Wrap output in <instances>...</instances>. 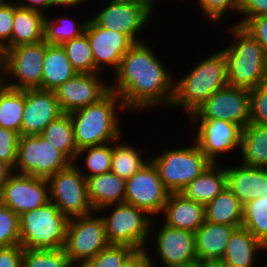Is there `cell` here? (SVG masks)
Instances as JSON below:
<instances>
[{
  "label": "cell",
  "mask_w": 267,
  "mask_h": 267,
  "mask_svg": "<svg viewBox=\"0 0 267 267\" xmlns=\"http://www.w3.org/2000/svg\"><path fill=\"white\" fill-rule=\"evenodd\" d=\"M156 54L147 43L140 42L122 57L110 91L120 96L126 110L171 106L174 79Z\"/></svg>",
  "instance_id": "obj_1"
},
{
  "label": "cell",
  "mask_w": 267,
  "mask_h": 267,
  "mask_svg": "<svg viewBox=\"0 0 267 267\" xmlns=\"http://www.w3.org/2000/svg\"><path fill=\"white\" fill-rule=\"evenodd\" d=\"M118 109L126 110L120 96L109 91L97 103L70 113L77 149L120 141Z\"/></svg>",
  "instance_id": "obj_2"
},
{
  "label": "cell",
  "mask_w": 267,
  "mask_h": 267,
  "mask_svg": "<svg viewBox=\"0 0 267 267\" xmlns=\"http://www.w3.org/2000/svg\"><path fill=\"white\" fill-rule=\"evenodd\" d=\"M228 85L227 61L222 50L196 62L182 79L174 82L171 107H183L190 116L216 91Z\"/></svg>",
  "instance_id": "obj_3"
},
{
  "label": "cell",
  "mask_w": 267,
  "mask_h": 267,
  "mask_svg": "<svg viewBox=\"0 0 267 267\" xmlns=\"http://www.w3.org/2000/svg\"><path fill=\"white\" fill-rule=\"evenodd\" d=\"M234 41L222 49L227 61L228 85L252 89L260 85L267 72V55L258 40L242 26L233 25Z\"/></svg>",
  "instance_id": "obj_4"
},
{
  "label": "cell",
  "mask_w": 267,
  "mask_h": 267,
  "mask_svg": "<svg viewBox=\"0 0 267 267\" xmlns=\"http://www.w3.org/2000/svg\"><path fill=\"white\" fill-rule=\"evenodd\" d=\"M69 219L53 202L20 215V245L24 249L64 248Z\"/></svg>",
  "instance_id": "obj_5"
},
{
  "label": "cell",
  "mask_w": 267,
  "mask_h": 267,
  "mask_svg": "<svg viewBox=\"0 0 267 267\" xmlns=\"http://www.w3.org/2000/svg\"><path fill=\"white\" fill-rule=\"evenodd\" d=\"M102 215L105 224V235L109 245H126L134 250H146L149 234L152 233L153 218L149 214L127 203H118L104 207L98 211H110Z\"/></svg>",
  "instance_id": "obj_6"
},
{
  "label": "cell",
  "mask_w": 267,
  "mask_h": 267,
  "mask_svg": "<svg viewBox=\"0 0 267 267\" xmlns=\"http://www.w3.org/2000/svg\"><path fill=\"white\" fill-rule=\"evenodd\" d=\"M150 160L170 193H180L212 163L196 142L191 147L164 150Z\"/></svg>",
  "instance_id": "obj_7"
},
{
  "label": "cell",
  "mask_w": 267,
  "mask_h": 267,
  "mask_svg": "<svg viewBox=\"0 0 267 267\" xmlns=\"http://www.w3.org/2000/svg\"><path fill=\"white\" fill-rule=\"evenodd\" d=\"M46 42L21 44L6 50L1 57L0 81L17 90L42 89L43 63ZM6 76L17 78L11 83ZM6 78V79H5Z\"/></svg>",
  "instance_id": "obj_8"
},
{
  "label": "cell",
  "mask_w": 267,
  "mask_h": 267,
  "mask_svg": "<svg viewBox=\"0 0 267 267\" xmlns=\"http://www.w3.org/2000/svg\"><path fill=\"white\" fill-rule=\"evenodd\" d=\"M72 162L41 135L20 136L13 172L48 179Z\"/></svg>",
  "instance_id": "obj_9"
},
{
  "label": "cell",
  "mask_w": 267,
  "mask_h": 267,
  "mask_svg": "<svg viewBox=\"0 0 267 267\" xmlns=\"http://www.w3.org/2000/svg\"><path fill=\"white\" fill-rule=\"evenodd\" d=\"M76 162L47 179L50 202L68 219L94 212L89 201L87 181Z\"/></svg>",
  "instance_id": "obj_10"
},
{
  "label": "cell",
  "mask_w": 267,
  "mask_h": 267,
  "mask_svg": "<svg viewBox=\"0 0 267 267\" xmlns=\"http://www.w3.org/2000/svg\"><path fill=\"white\" fill-rule=\"evenodd\" d=\"M108 245L101 215L94 211L69 219L64 250L74 266L82 267Z\"/></svg>",
  "instance_id": "obj_11"
},
{
  "label": "cell",
  "mask_w": 267,
  "mask_h": 267,
  "mask_svg": "<svg viewBox=\"0 0 267 267\" xmlns=\"http://www.w3.org/2000/svg\"><path fill=\"white\" fill-rule=\"evenodd\" d=\"M188 118L221 119L243 129L250 123L249 89L227 85L216 91Z\"/></svg>",
  "instance_id": "obj_12"
},
{
  "label": "cell",
  "mask_w": 267,
  "mask_h": 267,
  "mask_svg": "<svg viewBox=\"0 0 267 267\" xmlns=\"http://www.w3.org/2000/svg\"><path fill=\"white\" fill-rule=\"evenodd\" d=\"M169 194L159 177L157 168L150 160L126 180L124 202L153 216L162 213Z\"/></svg>",
  "instance_id": "obj_13"
},
{
  "label": "cell",
  "mask_w": 267,
  "mask_h": 267,
  "mask_svg": "<svg viewBox=\"0 0 267 267\" xmlns=\"http://www.w3.org/2000/svg\"><path fill=\"white\" fill-rule=\"evenodd\" d=\"M50 201L47 179L13 172L2 191L0 203L9 207L18 216L44 206Z\"/></svg>",
  "instance_id": "obj_14"
},
{
  "label": "cell",
  "mask_w": 267,
  "mask_h": 267,
  "mask_svg": "<svg viewBox=\"0 0 267 267\" xmlns=\"http://www.w3.org/2000/svg\"><path fill=\"white\" fill-rule=\"evenodd\" d=\"M190 120V124H198L197 135L193 141L212 163H217V156L221 153L232 152L233 149L240 147L242 128L239 125L221 119L190 118Z\"/></svg>",
  "instance_id": "obj_15"
},
{
  "label": "cell",
  "mask_w": 267,
  "mask_h": 267,
  "mask_svg": "<svg viewBox=\"0 0 267 267\" xmlns=\"http://www.w3.org/2000/svg\"><path fill=\"white\" fill-rule=\"evenodd\" d=\"M85 33L94 57L95 73L111 67L115 73L122 57L135 44L127 35L100 27L91 17L88 19Z\"/></svg>",
  "instance_id": "obj_16"
},
{
  "label": "cell",
  "mask_w": 267,
  "mask_h": 267,
  "mask_svg": "<svg viewBox=\"0 0 267 267\" xmlns=\"http://www.w3.org/2000/svg\"><path fill=\"white\" fill-rule=\"evenodd\" d=\"M99 74L77 73L54 91L63 113L70 114L97 103L110 91V85Z\"/></svg>",
  "instance_id": "obj_17"
},
{
  "label": "cell",
  "mask_w": 267,
  "mask_h": 267,
  "mask_svg": "<svg viewBox=\"0 0 267 267\" xmlns=\"http://www.w3.org/2000/svg\"><path fill=\"white\" fill-rule=\"evenodd\" d=\"M150 16L152 15L139 5L108 0V5L91 18L100 27L123 33L134 43H140L143 40L138 39L137 34L146 25Z\"/></svg>",
  "instance_id": "obj_18"
},
{
  "label": "cell",
  "mask_w": 267,
  "mask_h": 267,
  "mask_svg": "<svg viewBox=\"0 0 267 267\" xmlns=\"http://www.w3.org/2000/svg\"><path fill=\"white\" fill-rule=\"evenodd\" d=\"M61 114L63 112L54 91L25 89L21 136L41 135L44 128Z\"/></svg>",
  "instance_id": "obj_19"
},
{
  "label": "cell",
  "mask_w": 267,
  "mask_h": 267,
  "mask_svg": "<svg viewBox=\"0 0 267 267\" xmlns=\"http://www.w3.org/2000/svg\"><path fill=\"white\" fill-rule=\"evenodd\" d=\"M162 225L155 237V251L163 265L180 267L197 262L194 232Z\"/></svg>",
  "instance_id": "obj_20"
},
{
  "label": "cell",
  "mask_w": 267,
  "mask_h": 267,
  "mask_svg": "<svg viewBox=\"0 0 267 267\" xmlns=\"http://www.w3.org/2000/svg\"><path fill=\"white\" fill-rule=\"evenodd\" d=\"M226 186L244 205L267 193V169L241 164L226 167Z\"/></svg>",
  "instance_id": "obj_21"
},
{
  "label": "cell",
  "mask_w": 267,
  "mask_h": 267,
  "mask_svg": "<svg viewBox=\"0 0 267 267\" xmlns=\"http://www.w3.org/2000/svg\"><path fill=\"white\" fill-rule=\"evenodd\" d=\"M162 213L165 225L194 233L205 222L204 205L185 198L181 193L169 194Z\"/></svg>",
  "instance_id": "obj_22"
},
{
  "label": "cell",
  "mask_w": 267,
  "mask_h": 267,
  "mask_svg": "<svg viewBox=\"0 0 267 267\" xmlns=\"http://www.w3.org/2000/svg\"><path fill=\"white\" fill-rule=\"evenodd\" d=\"M236 226L213 224L205 221L194 233L195 250L199 262H220L227 242Z\"/></svg>",
  "instance_id": "obj_23"
},
{
  "label": "cell",
  "mask_w": 267,
  "mask_h": 267,
  "mask_svg": "<svg viewBox=\"0 0 267 267\" xmlns=\"http://www.w3.org/2000/svg\"><path fill=\"white\" fill-rule=\"evenodd\" d=\"M89 201L95 212L118 203H124L126 180L108 172L86 178Z\"/></svg>",
  "instance_id": "obj_24"
},
{
  "label": "cell",
  "mask_w": 267,
  "mask_h": 267,
  "mask_svg": "<svg viewBox=\"0 0 267 267\" xmlns=\"http://www.w3.org/2000/svg\"><path fill=\"white\" fill-rule=\"evenodd\" d=\"M267 248L244 227L237 228L227 242L220 263L227 267H255L258 250Z\"/></svg>",
  "instance_id": "obj_25"
},
{
  "label": "cell",
  "mask_w": 267,
  "mask_h": 267,
  "mask_svg": "<svg viewBox=\"0 0 267 267\" xmlns=\"http://www.w3.org/2000/svg\"><path fill=\"white\" fill-rule=\"evenodd\" d=\"M45 14L16 5L11 40L0 50L1 55L8 49L21 44L37 43L44 40Z\"/></svg>",
  "instance_id": "obj_26"
},
{
  "label": "cell",
  "mask_w": 267,
  "mask_h": 267,
  "mask_svg": "<svg viewBox=\"0 0 267 267\" xmlns=\"http://www.w3.org/2000/svg\"><path fill=\"white\" fill-rule=\"evenodd\" d=\"M226 187V166L219 169L211 163L197 178L191 181L181 194L195 202L207 205Z\"/></svg>",
  "instance_id": "obj_27"
},
{
  "label": "cell",
  "mask_w": 267,
  "mask_h": 267,
  "mask_svg": "<svg viewBox=\"0 0 267 267\" xmlns=\"http://www.w3.org/2000/svg\"><path fill=\"white\" fill-rule=\"evenodd\" d=\"M42 89L55 91L77 74L61 45L48 44L43 63Z\"/></svg>",
  "instance_id": "obj_28"
},
{
  "label": "cell",
  "mask_w": 267,
  "mask_h": 267,
  "mask_svg": "<svg viewBox=\"0 0 267 267\" xmlns=\"http://www.w3.org/2000/svg\"><path fill=\"white\" fill-rule=\"evenodd\" d=\"M204 213L207 222L242 227L243 205L227 186L204 206Z\"/></svg>",
  "instance_id": "obj_29"
},
{
  "label": "cell",
  "mask_w": 267,
  "mask_h": 267,
  "mask_svg": "<svg viewBox=\"0 0 267 267\" xmlns=\"http://www.w3.org/2000/svg\"><path fill=\"white\" fill-rule=\"evenodd\" d=\"M241 164L267 169V126L249 123L242 129Z\"/></svg>",
  "instance_id": "obj_30"
},
{
  "label": "cell",
  "mask_w": 267,
  "mask_h": 267,
  "mask_svg": "<svg viewBox=\"0 0 267 267\" xmlns=\"http://www.w3.org/2000/svg\"><path fill=\"white\" fill-rule=\"evenodd\" d=\"M24 105L25 90L9 88L0 81V127L21 136Z\"/></svg>",
  "instance_id": "obj_31"
},
{
  "label": "cell",
  "mask_w": 267,
  "mask_h": 267,
  "mask_svg": "<svg viewBox=\"0 0 267 267\" xmlns=\"http://www.w3.org/2000/svg\"><path fill=\"white\" fill-rule=\"evenodd\" d=\"M41 136L51 142L72 163L76 160L78 149L74 141V132L71 115L61 114L49 123L43 130Z\"/></svg>",
  "instance_id": "obj_32"
},
{
  "label": "cell",
  "mask_w": 267,
  "mask_h": 267,
  "mask_svg": "<svg viewBox=\"0 0 267 267\" xmlns=\"http://www.w3.org/2000/svg\"><path fill=\"white\" fill-rule=\"evenodd\" d=\"M138 150L140 149H135V147L124 143L111 145L112 162L110 172L124 180L129 179L150 161L149 159L144 160Z\"/></svg>",
  "instance_id": "obj_33"
},
{
  "label": "cell",
  "mask_w": 267,
  "mask_h": 267,
  "mask_svg": "<svg viewBox=\"0 0 267 267\" xmlns=\"http://www.w3.org/2000/svg\"><path fill=\"white\" fill-rule=\"evenodd\" d=\"M75 20V22H74ZM78 19L69 17L44 18V41L48 44L61 45L66 41L72 40L85 33L88 19L83 24L76 22Z\"/></svg>",
  "instance_id": "obj_34"
},
{
  "label": "cell",
  "mask_w": 267,
  "mask_h": 267,
  "mask_svg": "<svg viewBox=\"0 0 267 267\" xmlns=\"http://www.w3.org/2000/svg\"><path fill=\"white\" fill-rule=\"evenodd\" d=\"M242 227L267 248V197L259 196L243 205Z\"/></svg>",
  "instance_id": "obj_35"
},
{
  "label": "cell",
  "mask_w": 267,
  "mask_h": 267,
  "mask_svg": "<svg viewBox=\"0 0 267 267\" xmlns=\"http://www.w3.org/2000/svg\"><path fill=\"white\" fill-rule=\"evenodd\" d=\"M61 46L77 73H95L94 57L86 33Z\"/></svg>",
  "instance_id": "obj_36"
},
{
  "label": "cell",
  "mask_w": 267,
  "mask_h": 267,
  "mask_svg": "<svg viewBox=\"0 0 267 267\" xmlns=\"http://www.w3.org/2000/svg\"><path fill=\"white\" fill-rule=\"evenodd\" d=\"M109 144V145H108ZM111 144L113 143H105L96 146L85 147L78 150L76 155V160L79 156H87L85 157V165L87 167V171L80 170V172L85 176V178L92 177L94 175L108 173L111 170Z\"/></svg>",
  "instance_id": "obj_37"
},
{
  "label": "cell",
  "mask_w": 267,
  "mask_h": 267,
  "mask_svg": "<svg viewBox=\"0 0 267 267\" xmlns=\"http://www.w3.org/2000/svg\"><path fill=\"white\" fill-rule=\"evenodd\" d=\"M22 267H75L64 248L24 249Z\"/></svg>",
  "instance_id": "obj_38"
},
{
  "label": "cell",
  "mask_w": 267,
  "mask_h": 267,
  "mask_svg": "<svg viewBox=\"0 0 267 267\" xmlns=\"http://www.w3.org/2000/svg\"><path fill=\"white\" fill-rule=\"evenodd\" d=\"M20 244V216L0 203V247Z\"/></svg>",
  "instance_id": "obj_39"
},
{
  "label": "cell",
  "mask_w": 267,
  "mask_h": 267,
  "mask_svg": "<svg viewBox=\"0 0 267 267\" xmlns=\"http://www.w3.org/2000/svg\"><path fill=\"white\" fill-rule=\"evenodd\" d=\"M134 251L126 245H108L82 267H119Z\"/></svg>",
  "instance_id": "obj_40"
},
{
  "label": "cell",
  "mask_w": 267,
  "mask_h": 267,
  "mask_svg": "<svg viewBox=\"0 0 267 267\" xmlns=\"http://www.w3.org/2000/svg\"><path fill=\"white\" fill-rule=\"evenodd\" d=\"M19 137L17 132L0 127V160L13 170L17 160Z\"/></svg>",
  "instance_id": "obj_41"
},
{
  "label": "cell",
  "mask_w": 267,
  "mask_h": 267,
  "mask_svg": "<svg viewBox=\"0 0 267 267\" xmlns=\"http://www.w3.org/2000/svg\"><path fill=\"white\" fill-rule=\"evenodd\" d=\"M250 123L267 126V93L257 86L249 90Z\"/></svg>",
  "instance_id": "obj_42"
},
{
  "label": "cell",
  "mask_w": 267,
  "mask_h": 267,
  "mask_svg": "<svg viewBox=\"0 0 267 267\" xmlns=\"http://www.w3.org/2000/svg\"><path fill=\"white\" fill-rule=\"evenodd\" d=\"M198 4L210 21L216 23L223 19L225 12L239 11V0H198Z\"/></svg>",
  "instance_id": "obj_43"
},
{
  "label": "cell",
  "mask_w": 267,
  "mask_h": 267,
  "mask_svg": "<svg viewBox=\"0 0 267 267\" xmlns=\"http://www.w3.org/2000/svg\"><path fill=\"white\" fill-rule=\"evenodd\" d=\"M15 3L5 0L0 5V50L11 40Z\"/></svg>",
  "instance_id": "obj_44"
},
{
  "label": "cell",
  "mask_w": 267,
  "mask_h": 267,
  "mask_svg": "<svg viewBox=\"0 0 267 267\" xmlns=\"http://www.w3.org/2000/svg\"><path fill=\"white\" fill-rule=\"evenodd\" d=\"M244 15L236 25L242 26L248 19L267 15V0H239V11Z\"/></svg>",
  "instance_id": "obj_45"
},
{
  "label": "cell",
  "mask_w": 267,
  "mask_h": 267,
  "mask_svg": "<svg viewBox=\"0 0 267 267\" xmlns=\"http://www.w3.org/2000/svg\"><path fill=\"white\" fill-rule=\"evenodd\" d=\"M242 27L258 40L267 55V15L248 19Z\"/></svg>",
  "instance_id": "obj_46"
},
{
  "label": "cell",
  "mask_w": 267,
  "mask_h": 267,
  "mask_svg": "<svg viewBox=\"0 0 267 267\" xmlns=\"http://www.w3.org/2000/svg\"><path fill=\"white\" fill-rule=\"evenodd\" d=\"M24 248L20 244L0 247V267H22Z\"/></svg>",
  "instance_id": "obj_47"
},
{
  "label": "cell",
  "mask_w": 267,
  "mask_h": 267,
  "mask_svg": "<svg viewBox=\"0 0 267 267\" xmlns=\"http://www.w3.org/2000/svg\"><path fill=\"white\" fill-rule=\"evenodd\" d=\"M147 250H135L119 267H145L150 262Z\"/></svg>",
  "instance_id": "obj_48"
},
{
  "label": "cell",
  "mask_w": 267,
  "mask_h": 267,
  "mask_svg": "<svg viewBox=\"0 0 267 267\" xmlns=\"http://www.w3.org/2000/svg\"><path fill=\"white\" fill-rule=\"evenodd\" d=\"M22 1V0H20ZM24 2L21 3L17 2V6L19 7H22V8H28V9H31V10H36L38 12H41L43 14H46L44 13V10H47L49 8H52L53 5H52V0H23Z\"/></svg>",
  "instance_id": "obj_49"
},
{
  "label": "cell",
  "mask_w": 267,
  "mask_h": 267,
  "mask_svg": "<svg viewBox=\"0 0 267 267\" xmlns=\"http://www.w3.org/2000/svg\"><path fill=\"white\" fill-rule=\"evenodd\" d=\"M12 173L13 169L8 164L0 160V192Z\"/></svg>",
  "instance_id": "obj_50"
},
{
  "label": "cell",
  "mask_w": 267,
  "mask_h": 267,
  "mask_svg": "<svg viewBox=\"0 0 267 267\" xmlns=\"http://www.w3.org/2000/svg\"><path fill=\"white\" fill-rule=\"evenodd\" d=\"M117 1L139 5L144 9H146L151 15L153 14L152 12L154 10L155 0H117Z\"/></svg>",
  "instance_id": "obj_51"
},
{
  "label": "cell",
  "mask_w": 267,
  "mask_h": 267,
  "mask_svg": "<svg viewBox=\"0 0 267 267\" xmlns=\"http://www.w3.org/2000/svg\"><path fill=\"white\" fill-rule=\"evenodd\" d=\"M86 1H90V0H52V5L53 6H56V5H59V6H64V7H72L74 5V7L80 3L83 4V2H86Z\"/></svg>",
  "instance_id": "obj_52"
},
{
  "label": "cell",
  "mask_w": 267,
  "mask_h": 267,
  "mask_svg": "<svg viewBox=\"0 0 267 267\" xmlns=\"http://www.w3.org/2000/svg\"><path fill=\"white\" fill-rule=\"evenodd\" d=\"M203 267H227V266L220 262H206L203 263Z\"/></svg>",
  "instance_id": "obj_53"
},
{
  "label": "cell",
  "mask_w": 267,
  "mask_h": 267,
  "mask_svg": "<svg viewBox=\"0 0 267 267\" xmlns=\"http://www.w3.org/2000/svg\"><path fill=\"white\" fill-rule=\"evenodd\" d=\"M259 86L267 93V72L264 75L263 79L261 80Z\"/></svg>",
  "instance_id": "obj_54"
},
{
  "label": "cell",
  "mask_w": 267,
  "mask_h": 267,
  "mask_svg": "<svg viewBox=\"0 0 267 267\" xmlns=\"http://www.w3.org/2000/svg\"><path fill=\"white\" fill-rule=\"evenodd\" d=\"M180 267H203V263L197 261L195 263H192V264H189V265H185V266H180Z\"/></svg>",
  "instance_id": "obj_55"
},
{
  "label": "cell",
  "mask_w": 267,
  "mask_h": 267,
  "mask_svg": "<svg viewBox=\"0 0 267 267\" xmlns=\"http://www.w3.org/2000/svg\"><path fill=\"white\" fill-rule=\"evenodd\" d=\"M147 254H148V258H149V261H150V262H149L145 267H155V266L153 265V264H154V260H153L154 258H152L153 256H151V255L149 256L150 253H149L148 251H147ZM152 260H153V261H152Z\"/></svg>",
  "instance_id": "obj_56"
},
{
  "label": "cell",
  "mask_w": 267,
  "mask_h": 267,
  "mask_svg": "<svg viewBox=\"0 0 267 267\" xmlns=\"http://www.w3.org/2000/svg\"><path fill=\"white\" fill-rule=\"evenodd\" d=\"M1 57H2V55L0 53V71H1ZM0 75H1V72H0Z\"/></svg>",
  "instance_id": "obj_57"
}]
</instances>
